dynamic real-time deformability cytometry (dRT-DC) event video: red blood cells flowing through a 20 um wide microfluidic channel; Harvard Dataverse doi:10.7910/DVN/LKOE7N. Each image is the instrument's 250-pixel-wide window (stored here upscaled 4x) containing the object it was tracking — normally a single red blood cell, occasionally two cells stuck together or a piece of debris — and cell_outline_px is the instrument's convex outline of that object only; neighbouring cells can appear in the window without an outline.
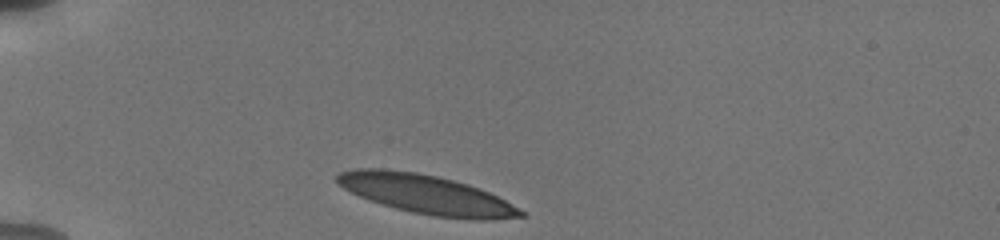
{"species": "human", "species_latin": "Homo sapiens", "temperature_condition": "cold", "stored_images_in_passage": 33, "camera_frame_rate_fps": 3000, "um_per_image_px": 0.085, "donor": {"sex": "male"}, "frame": {"image": 1, "passage_image": 1, "time_ms": 0.0, "image_size_px": [1000, 240], "cell_outline_px": [[524, 216], [492, 220], [476, 220], [432, 216], [412, 212], [396, 208], [368, 200], [344, 188], [336, 180], [336, 176], [340, 172], [356, 168], [384, 168], [416, 172], [436, 176], [468, 184], [488, 192], [504, 200], [524, 212]], "centroid_in_image_um": [36.22, 16.52], "position_along_channel_um": 48.8, "area_um2": 41.56}}
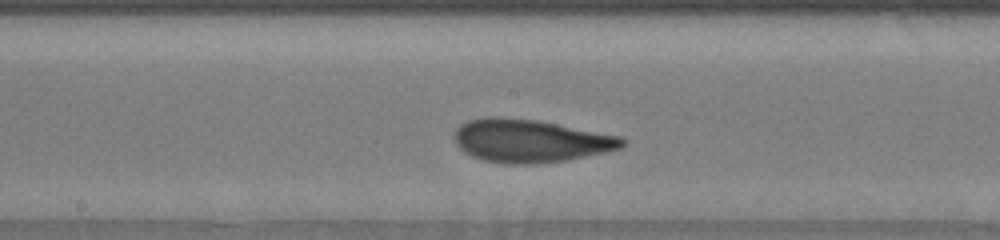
{"frame": {"image": 2, "passage_image": 16, "time_ms": 5.0, "image_size_px": [1000, 240], "cell_outline_px": [[628, 144], [620, 148], [604, 152], [568, 160], [536, 164], [508, 164], [484, 160], [472, 156], [464, 152], [456, 144], [456, 128], [460, 124], [468, 120], [488, 116], [500, 116], [536, 120], [620, 136], [628, 140]], "centroid_in_image_um": [45.08, 11.97], "position_along_channel_um": 203.1, "area_um2": 42.08}}
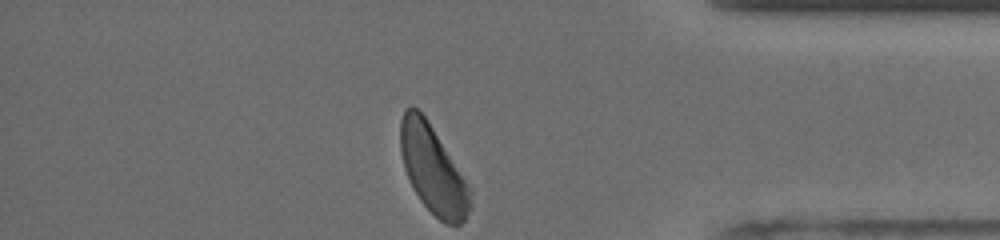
{"frame": {"image": 3, "passage_image": 33, "time_ms": 10.667, "image_size_px": [1000, 240], "cell_outline_px": [[472, 204], [464, 220], [460, 224], [444, 224], [420, 200], [412, 188], [408, 180], [404, 168], [400, 152], [400, 120], [404, 108], [412, 104], [428, 120], [472, 188]], "centroid_in_image_um": [36.8, 14.4], "position_along_channel_um": 398.4, "area_um2": 36.18}, "authors_computed_cell_mechanics": {"area_um2": 40.8068, "velocity_mm_per_s": 3.7759, "shape_relaxation_time_tau1_ms": 3.7572, "shape_relaxation_time_tau2_ms": 1.013, "deformation_change_tau1": 0.1551, "deformation_change_tau2": 0.074}}